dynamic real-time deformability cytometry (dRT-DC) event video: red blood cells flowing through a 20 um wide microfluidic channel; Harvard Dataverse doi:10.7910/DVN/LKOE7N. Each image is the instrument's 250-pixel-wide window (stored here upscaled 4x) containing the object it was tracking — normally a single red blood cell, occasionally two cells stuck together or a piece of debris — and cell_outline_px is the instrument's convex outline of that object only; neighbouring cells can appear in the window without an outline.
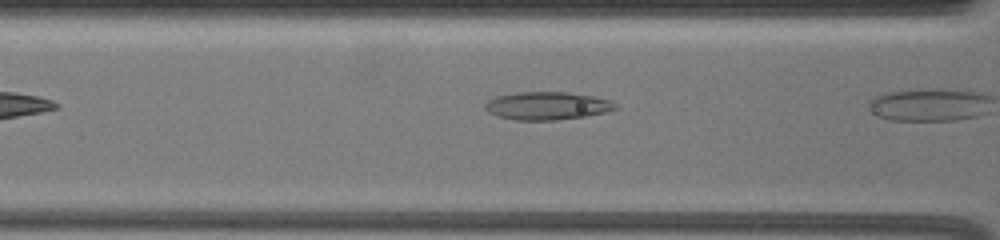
{"species": "common noctule bat (a hibernating species)", "species_latin": "Nyctalus noctula", "temperature_condition": "warm", "stored_images_in_passage": 8, "camera_frame_rate_fps": 3000, "um_per_image_px": 0.085, "animal": {"sex": "female", "body_mass_g": 19.5, "forearm_length_mm": 54.1}, "frame": {"image": 1, "passage_image": 6, "time_ms": 1.667, "image_size_px": [1000, 240], "cell_outline_px": [[620, 108], [604, 112], [584, 116], [556, 120], [516, 120], [496, 116], [488, 112], [484, 108], [484, 104], [488, 100], [496, 96], [516, 92], [564, 92], [592, 96], [608, 100], [616, 104]], "centroid_in_image_um": [46.45, 8.99], "position_along_channel_um": 120.1, "area_um2": 21.15}}